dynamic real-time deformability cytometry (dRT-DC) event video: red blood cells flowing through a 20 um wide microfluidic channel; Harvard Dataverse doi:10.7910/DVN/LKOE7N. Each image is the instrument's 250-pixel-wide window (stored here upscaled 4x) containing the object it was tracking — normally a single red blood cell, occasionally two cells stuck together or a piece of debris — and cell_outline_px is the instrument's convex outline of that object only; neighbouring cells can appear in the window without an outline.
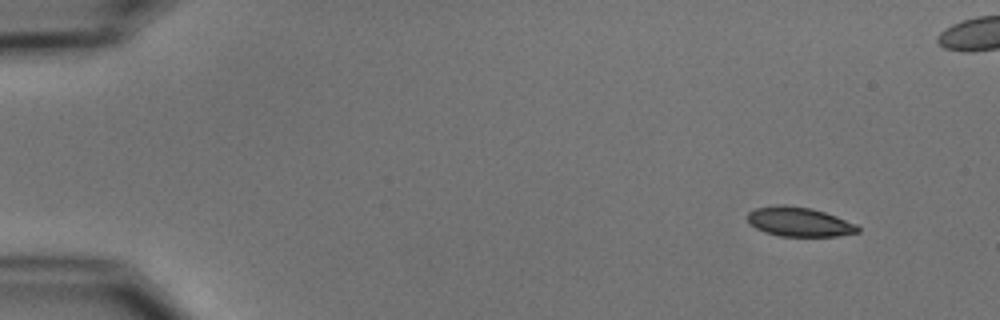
{"species": "common noctule bat (a hibernating species)", "species_latin": "Nyctalus noctula", "temperature_condition": "cold", "stored_images_in_passage": 22, "camera_frame_rate_fps": 3000, "um_per_image_px": 0.085, "animal": {"sex": "male", "body_mass_g": 15.6}, "frame": {"image": 1, "passage_image": 1, "time_ms": 0.0, "image_size_px": [1000, 320], "cell_outline_px": [[860, 232], [836, 236], [780, 236], [764, 232], [748, 224], [748, 212], [756, 208], [776, 204], [784, 204], [812, 208], [836, 216], [856, 224], [860, 228]], "centroid_in_image_um": [67.91, 18.85], "position_along_channel_um": 17.1, "area_um2": 19.02}}